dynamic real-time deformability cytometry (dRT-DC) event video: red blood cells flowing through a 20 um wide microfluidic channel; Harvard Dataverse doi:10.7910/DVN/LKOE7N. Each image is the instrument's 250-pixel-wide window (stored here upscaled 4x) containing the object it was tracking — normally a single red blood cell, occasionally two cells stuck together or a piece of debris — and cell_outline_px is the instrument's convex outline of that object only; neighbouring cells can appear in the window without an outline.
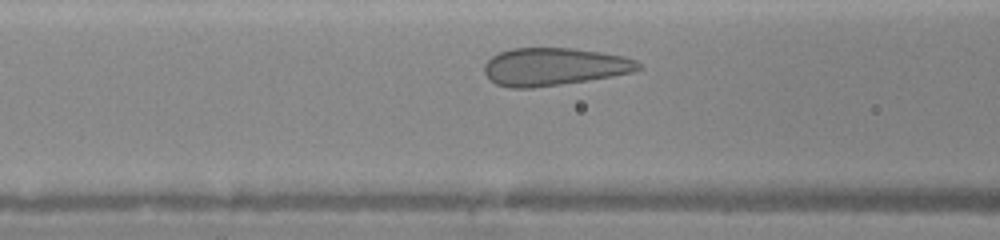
{"species": "human", "species_latin": "Homo sapiens", "temperature_condition": "warm", "stored_images_in_passage": 25, "camera_frame_rate_fps": 3000, "um_per_image_px": 0.085, "donor": {"sex": "female"}, "frame": {"image": 1, "passage_image": 6, "time_ms": 1.667, "image_size_px": [1000, 240], "cell_outline_px": [[644, 68], [636, 72], [588, 80], [532, 88], [508, 88], [496, 84], [488, 80], [484, 72], [484, 64], [492, 56], [500, 52], [512, 48], [568, 48], [600, 52], [624, 56], [636, 60]], "centroid_in_image_um": [47.09, 5.68], "position_along_channel_um": 119.5, "area_um2": 34.04}}
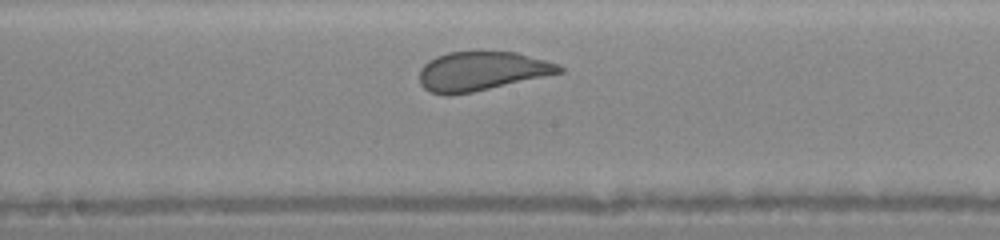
{"frame": {"image": 2, "passage_image": 12, "time_ms": 3.667, "image_size_px": [1000, 240], "cell_outline_px": [[564, 72], [472, 92], [452, 96], [444, 96], [432, 92], [424, 88], [420, 84], [420, 68], [428, 60], [436, 56], [448, 52], [516, 52], [560, 64], [564, 68]], "centroid_in_image_um": [40.92, 6.06], "position_along_channel_um": 207.3, "area_um2": 31.85}}
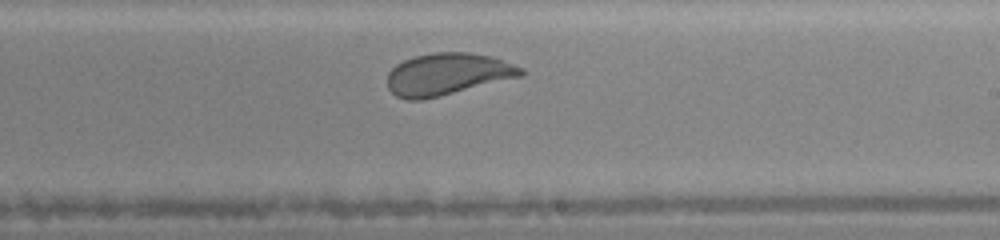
{"frame": {"image": 3, "passage_image": 15, "time_ms": 4.667, "image_size_px": [1000, 240], "cell_outline_px": [[524, 76], [440, 96], [420, 100], [408, 100], [396, 96], [388, 88], [388, 72], [396, 64], [404, 60], [416, 56], [436, 52], [468, 52], [492, 56], [524, 68]], "centroid_in_image_um": [38.06, 6.3], "position_along_channel_um": 250.9, "area_um2": 32.77}}